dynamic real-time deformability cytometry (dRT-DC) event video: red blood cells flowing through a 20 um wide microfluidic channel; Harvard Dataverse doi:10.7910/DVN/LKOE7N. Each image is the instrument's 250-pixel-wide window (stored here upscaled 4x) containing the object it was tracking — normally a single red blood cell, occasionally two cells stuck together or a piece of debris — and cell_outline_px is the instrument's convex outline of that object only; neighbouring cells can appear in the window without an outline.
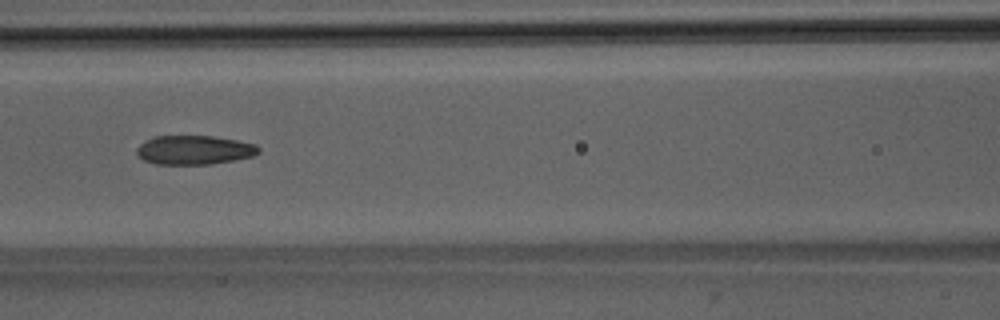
{"species": "Egyptian fruit bat (a non-hibernating species)", "species_latin": "Rousettus aegyptiacus", "temperature_condition": "room temperature", "stored_images_in_passage": 37, "camera_frame_rate_fps": 3000, "um_per_image_px": 0.085, "animal": {"sex": "male"}, "frame": {"image": 1, "passage_image": 9, "time_ms": 2.667, "image_size_px": [1000, 320], "cell_outline_px": [[260, 152], [252, 156], [212, 164], [156, 164], [144, 160], [136, 156], [136, 148], [140, 144], [152, 136], [212, 136], [236, 140], [256, 144], [260, 148]], "centroid_in_image_um": [16.48, 12.74], "position_along_channel_um": 150.1, "area_um2": 20.69}}
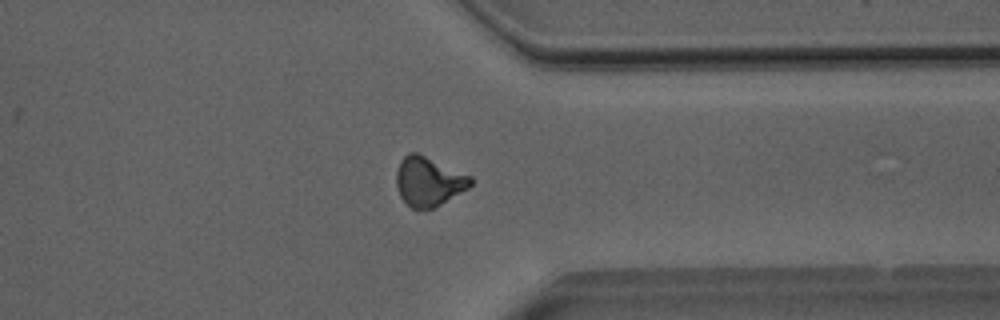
{"frame": {"image": 2, "passage_image": 26, "time_ms": 8.333, "image_size_px": [1000, 320], "cell_outline_px": [[472, 184], [468, 188], [440, 204], [432, 208], [412, 208], [400, 196], [396, 184], [396, 172], [400, 160], [408, 152], [416, 152], [472, 176]], "centroid_in_image_um": [36.42, 15.4], "position_along_channel_um": 375.0, "area_um2": 21.04}}
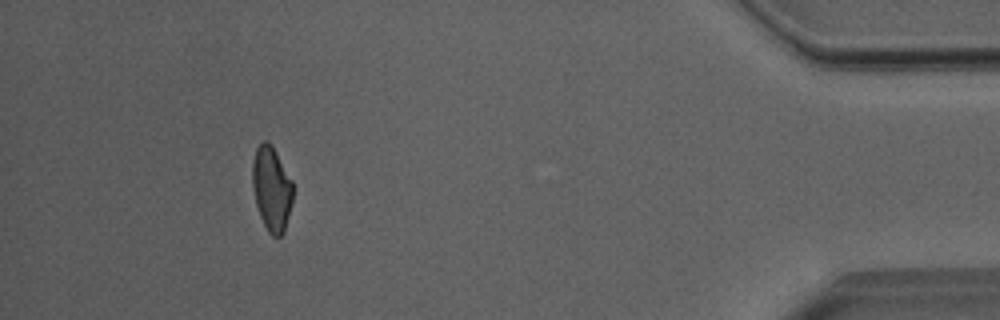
{"frame": {"image": 3, "passage_image": 33, "time_ms": 10.667, "image_size_px": [1000, 320], "cell_outline_px": [[292, 200], [284, 232], [280, 236], [272, 236], [268, 232], [260, 216], [256, 204], [252, 184], [252, 160], [256, 148], [264, 140], [268, 140], [272, 144], [292, 180]], "centroid_in_image_um": [23.07, 16.0], "position_along_channel_um": 412.1, "area_um2": 19.94}, "authors_computed_cell_mechanics": {"area_um2": 20.8658, "velocity_mm_per_s": 4.0306, "shape_relaxation_time_tau1_ms": null, "shape_relaxation_time_tau2_ms": 1.6666, "deformation_change_tau1": null, "deformation_change_tau2": 0.0827}}